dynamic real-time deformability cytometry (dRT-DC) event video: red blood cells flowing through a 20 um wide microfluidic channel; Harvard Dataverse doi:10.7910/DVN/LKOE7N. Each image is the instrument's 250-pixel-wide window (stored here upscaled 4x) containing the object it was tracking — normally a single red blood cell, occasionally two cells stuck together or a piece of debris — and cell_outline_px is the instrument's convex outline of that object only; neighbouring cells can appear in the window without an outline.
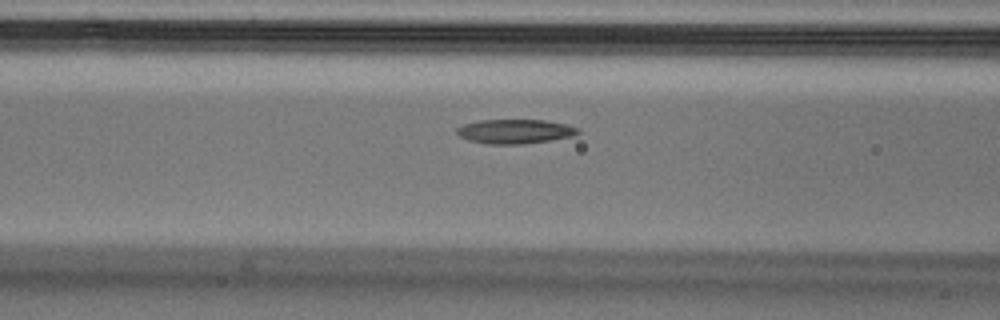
{"species": "Egyptian fruit bat (a non-hibernating species)", "species_latin": "Rousettus aegyptiacus", "temperature_condition": "cold", "stored_images_in_passage": 35, "camera_frame_rate_fps": 3000, "um_per_image_px": 0.085, "animal": {"sex": "male"}, "frame": {"image": 1, "passage_image": 9, "time_ms": 2.667, "image_size_px": [1000, 320], "cell_outline_px": [[580, 132], [568, 136], [548, 140], [512, 144], [492, 144], [472, 140], [460, 136], [456, 132], [456, 128], [468, 124], [484, 120], [540, 120], [564, 124], [576, 128]], "centroid_in_image_um": [43.74, 11.16], "position_along_channel_um": 122.9, "area_um2": 16.24}}
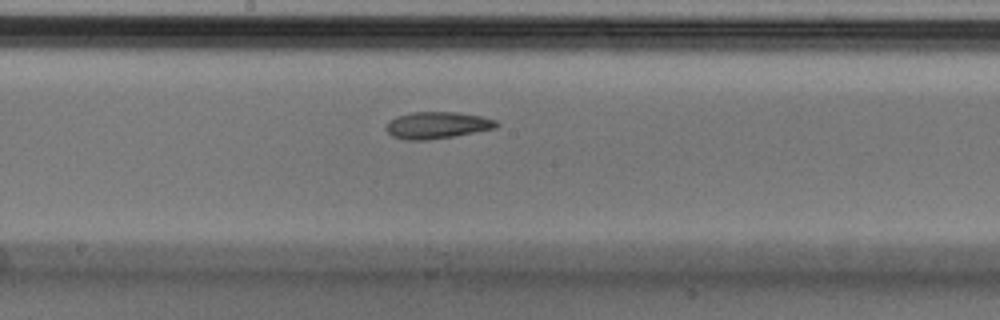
{"frame": {"image": 2, "passage_image": 16, "time_ms": 5.0, "image_size_px": [1000, 320], "cell_outline_px": [[496, 124], [492, 128], [452, 136], [416, 140], [392, 136], [388, 132], [388, 124], [392, 120], [400, 116], [416, 112], [452, 112], [480, 116], [496, 120]], "centroid_in_image_um": [37.16, 10.63], "position_along_channel_um": 211.0, "area_um2": 16.13}}
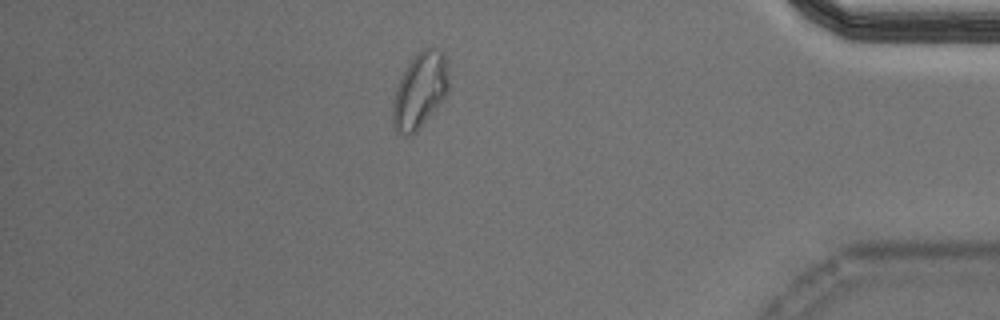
{"frame": {"image": 3, "passage_image": 34, "time_ms": 11.0, "image_size_px": [1000, 320], "cell_outline_px": [[448, 84], [444, 92], [420, 124], [412, 132], [408, 132], [396, 124], [392, 120], [396, 92], [400, 80], [408, 64], [420, 52], [440, 52], [444, 60]], "centroid_in_image_um": [35.66, 7.63], "position_along_channel_um": 399.5, "area_um2": 21.15}}